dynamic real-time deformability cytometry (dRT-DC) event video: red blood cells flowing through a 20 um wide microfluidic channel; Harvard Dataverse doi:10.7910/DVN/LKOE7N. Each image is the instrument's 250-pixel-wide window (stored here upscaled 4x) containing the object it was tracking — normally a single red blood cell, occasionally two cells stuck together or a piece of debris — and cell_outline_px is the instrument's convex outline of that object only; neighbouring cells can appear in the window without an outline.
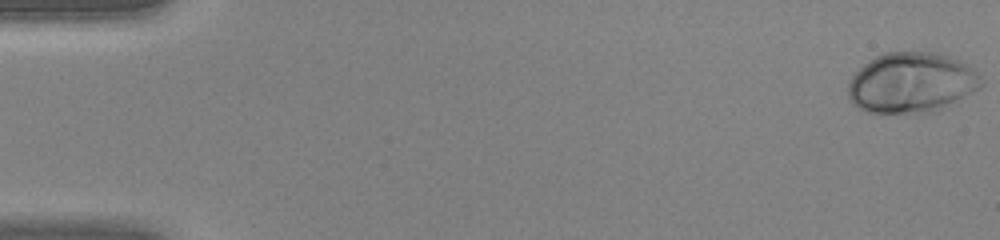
{"species": "human", "species_latin": "Homo sapiens", "temperature_condition": "warm", "stored_images_in_passage": 45, "camera_frame_rate_fps": 3000, "um_per_image_px": 0.085, "donor": {"sex": "female"}, "frame": {"image": 1, "passage_image": 1, "time_ms": 0.0, "image_size_px": [1000, 240], "cell_outline_px": [[984, 84], [980, 88], [948, 108], [936, 112], [920, 116], [868, 112], [852, 104], [848, 100], [848, 84], [852, 76], [868, 60], [884, 52], [936, 52], [960, 60], [968, 64], [984, 80]], "centroid_in_image_um": [77.51, 7.09], "position_along_channel_um": 7.5, "area_um2": 48.32}}
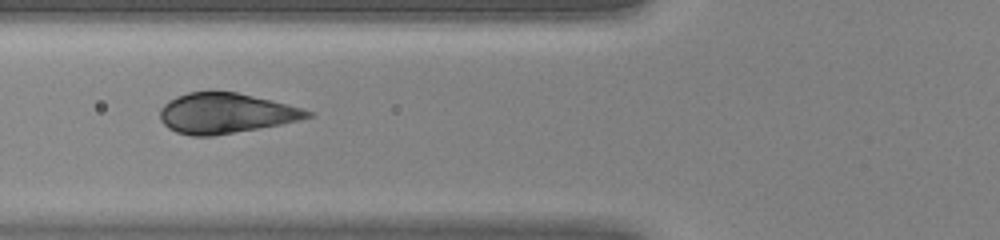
{"frame": {"image": 2, "passage_image": 18, "time_ms": 5.667, "image_size_px": [1000, 240], "cell_outline_px": [[312, 116], [280, 124], [212, 136], [192, 136], [176, 132], [168, 128], [160, 120], [160, 108], [168, 100], [176, 96], [188, 92], [236, 92], [272, 100], [300, 108], [312, 112]], "centroid_in_image_um": [19.11, 9.62], "position_along_channel_um": 106.7, "area_um2": 34.16}}
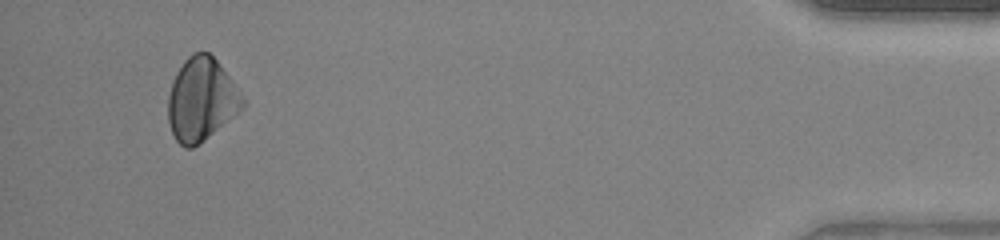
{"frame": {"image": 3, "passage_image": 43, "time_ms": 14.0, "image_size_px": [1000, 240], "cell_outline_px": [[244, 108], [204, 140], [192, 148], [184, 148], [176, 140], [172, 132], [168, 120], [168, 96], [172, 80], [176, 72], [184, 60], [192, 52], [208, 52], [216, 60], [232, 80], [244, 100]], "centroid_in_image_um": [17.09, 8.46], "position_along_channel_um": 418.1, "area_um2": 35.84}}